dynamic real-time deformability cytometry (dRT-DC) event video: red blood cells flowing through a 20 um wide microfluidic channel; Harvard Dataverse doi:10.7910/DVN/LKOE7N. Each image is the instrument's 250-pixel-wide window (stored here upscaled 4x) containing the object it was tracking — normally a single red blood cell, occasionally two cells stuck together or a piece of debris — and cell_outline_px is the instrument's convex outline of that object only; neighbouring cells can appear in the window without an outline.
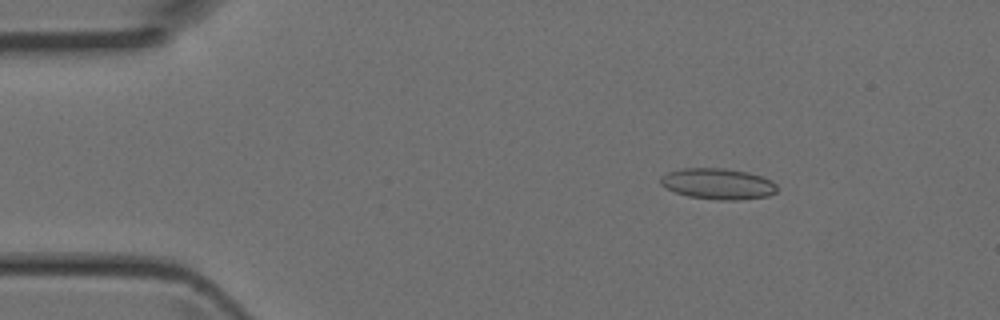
{"species": "Egyptian fruit bat (a non-hibernating species)", "species_latin": "Rousettus aegyptiacus", "temperature_condition": "room temperature", "stored_images_in_passage": 3, "camera_frame_rate_fps": 3000, "um_per_image_px": 0.085, "animal": {"sex": "female"}, "frame": {"image": 1, "passage_image": 1, "time_ms": 0.0, "image_size_px": [1000, 320], "cell_outline_px": [[776, 192], [768, 196], [736, 200], [716, 200], [688, 196], [664, 188], [660, 184], [660, 176], [668, 172], [680, 168], [724, 168], [748, 172], [772, 180], [776, 184]], "centroid_in_image_um": [60.99, 15.62], "position_along_channel_um": 24.0, "area_um2": 21.15}}
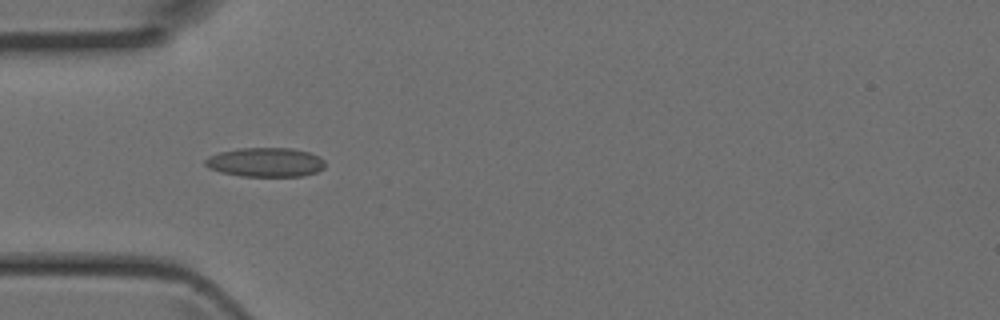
{"frame": {"image": 2, "passage_image": 3, "time_ms": 0.667, "image_size_px": [1000, 320], "cell_outline_px": [[324, 168], [316, 172], [304, 176], [240, 176], [220, 172], [208, 168], [204, 164], [204, 160], [208, 156], [220, 152], [240, 148], [292, 148], [308, 152], [320, 156], [324, 160]], "centroid_in_image_um": [22.56, 13.79], "position_along_channel_um": 62.4, "area_um2": 20.52}}